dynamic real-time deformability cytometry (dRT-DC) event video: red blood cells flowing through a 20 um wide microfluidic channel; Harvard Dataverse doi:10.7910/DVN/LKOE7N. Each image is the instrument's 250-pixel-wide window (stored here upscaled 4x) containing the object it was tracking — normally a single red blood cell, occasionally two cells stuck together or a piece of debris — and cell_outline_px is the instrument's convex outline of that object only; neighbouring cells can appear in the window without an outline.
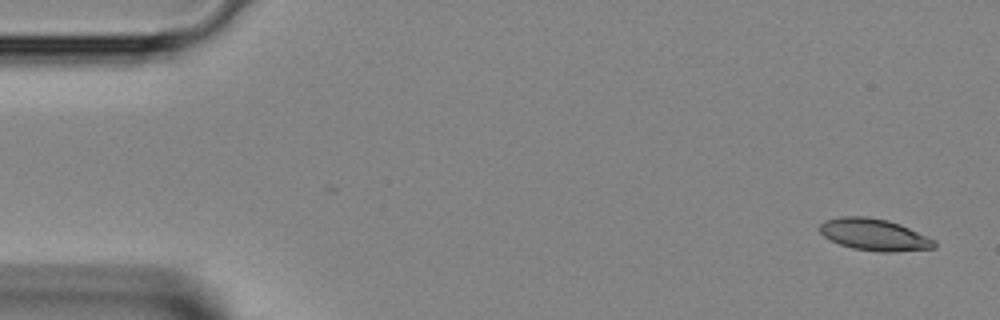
{"species": "Egyptian fruit bat (a non-hibernating species)", "species_latin": "Rousettus aegyptiacus", "temperature_condition": "room temperature", "stored_images_in_passage": 12, "camera_frame_rate_fps": 3000, "um_per_image_px": 0.085, "animal": {"sex": "female"}, "frame": {"image": 1, "passage_image": 1, "time_ms": 0.0, "image_size_px": [1000, 320], "cell_outline_px": [[936, 248], [892, 252], [880, 252], [852, 248], [840, 244], [824, 236], [820, 232], [820, 224], [824, 220], [840, 216], [868, 216], [888, 220], [900, 224], [936, 240]], "centroid_in_image_um": [74.32, 19.94], "position_along_channel_um": 10.7, "area_um2": 21.33}}